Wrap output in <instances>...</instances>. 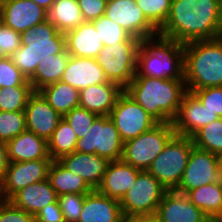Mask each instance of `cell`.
<instances>
[{"instance_id": "836d02e7", "label": "cell", "mask_w": 222, "mask_h": 222, "mask_svg": "<svg viewBox=\"0 0 222 222\" xmlns=\"http://www.w3.org/2000/svg\"><path fill=\"white\" fill-rule=\"evenodd\" d=\"M98 31L103 46H112L125 40H140L132 36L122 26L110 20L105 15L91 21Z\"/></svg>"}, {"instance_id": "7c38bea8", "label": "cell", "mask_w": 222, "mask_h": 222, "mask_svg": "<svg viewBox=\"0 0 222 222\" xmlns=\"http://www.w3.org/2000/svg\"><path fill=\"white\" fill-rule=\"evenodd\" d=\"M104 15L141 41L158 37V29L146 18L135 0H108Z\"/></svg>"}, {"instance_id": "3957f363", "label": "cell", "mask_w": 222, "mask_h": 222, "mask_svg": "<svg viewBox=\"0 0 222 222\" xmlns=\"http://www.w3.org/2000/svg\"><path fill=\"white\" fill-rule=\"evenodd\" d=\"M187 90L222 86V36L183 45Z\"/></svg>"}, {"instance_id": "5bb4252c", "label": "cell", "mask_w": 222, "mask_h": 222, "mask_svg": "<svg viewBox=\"0 0 222 222\" xmlns=\"http://www.w3.org/2000/svg\"><path fill=\"white\" fill-rule=\"evenodd\" d=\"M52 159H38L23 162H9L0 189L5 200H9L17 191L35 182L47 179Z\"/></svg>"}, {"instance_id": "52a82bcc", "label": "cell", "mask_w": 222, "mask_h": 222, "mask_svg": "<svg viewBox=\"0 0 222 222\" xmlns=\"http://www.w3.org/2000/svg\"><path fill=\"white\" fill-rule=\"evenodd\" d=\"M141 40H125L112 46H103L96 57L108 81L125 89L137 70V53Z\"/></svg>"}, {"instance_id": "cb8c5ba5", "label": "cell", "mask_w": 222, "mask_h": 222, "mask_svg": "<svg viewBox=\"0 0 222 222\" xmlns=\"http://www.w3.org/2000/svg\"><path fill=\"white\" fill-rule=\"evenodd\" d=\"M66 50L70 56L93 58L103 48L98 31L91 21H84L78 27L65 33Z\"/></svg>"}, {"instance_id": "4316f807", "label": "cell", "mask_w": 222, "mask_h": 222, "mask_svg": "<svg viewBox=\"0 0 222 222\" xmlns=\"http://www.w3.org/2000/svg\"><path fill=\"white\" fill-rule=\"evenodd\" d=\"M47 179L58 196L63 194H88L93 189L82 177L66 169L58 160H53Z\"/></svg>"}, {"instance_id": "b9f144b4", "label": "cell", "mask_w": 222, "mask_h": 222, "mask_svg": "<svg viewBox=\"0 0 222 222\" xmlns=\"http://www.w3.org/2000/svg\"><path fill=\"white\" fill-rule=\"evenodd\" d=\"M21 46V36L9 26L0 21V50L10 57Z\"/></svg>"}, {"instance_id": "d6a6232c", "label": "cell", "mask_w": 222, "mask_h": 222, "mask_svg": "<svg viewBox=\"0 0 222 222\" xmlns=\"http://www.w3.org/2000/svg\"><path fill=\"white\" fill-rule=\"evenodd\" d=\"M197 148L219 155L222 153V118L207 124L192 137Z\"/></svg>"}, {"instance_id": "f1b7e54d", "label": "cell", "mask_w": 222, "mask_h": 222, "mask_svg": "<svg viewBox=\"0 0 222 222\" xmlns=\"http://www.w3.org/2000/svg\"><path fill=\"white\" fill-rule=\"evenodd\" d=\"M38 92L62 117L79 106L80 91L62 81L45 86Z\"/></svg>"}, {"instance_id": "ba28073f", "label": "cell", "mask_w": 222, "mask_h": 222, "mask_svg": "<svg viewBox=\"0 0 222 222\" xmlns=\"http://www.w3.org/2000/svg\"><path fill=\"white\" fill-rule=\"evenodd\" d=\"M174 135L172 123H158L124 142L122 160L139 170H147Z\"/></svg>"}, {"instance_id": "4dcf8cb0", "label": "cell", "mask_w": 222, "mask_h": 222, "mask_svg": "<svg viewBox=\"0 0 222 222\" xmlns=\"http://www.w3.org/2000/svg\"><path fill=\"white\" fill-rule=\"evenodd\" d=\"M186 195L210 220L222 213V187L219 181L190 190Z\"/></svg>"}, {"instance_id": "603a6c76", "label": "cell", "mask_w": 222, "mask_h": 222, "mask_svg": "<svg viewBox=\"0 0 222 222\" xmlns=\"http://www.w3.org/2000/svg\"><path fill=\"white\" fill-rule=\"evenodd\" d=\"M123 92L120 85L111 81L89 86L80 91L79 106L98 116H109Z\"/></svg>"}, {"instance_id": "f6af8a7d", "label": "cell", "mask_w": 222, "mask_h": 222, "mask_svg": "<svg viewBox=\"0 0 222 222\" xmlns=\"http://www.w3.org/2000/svg\"><path fill=\"white\" fill-rule=\"evenodd\" d=\"M34 219L37 222H65L58 200L40 209Z\"/></svg>"}, {"instance_id": "30bf717a", "label": "cell", "mask_w": 222, "mask_h": 222, "mask_svg": "<svg viewBox=\"0 0 222 222\" xmlns=\"http://www.w3.org/2000/svg\"><path fill=\"white\" fill-rule=\"evenodd\" d=\"M124 142L109 116H97L85 137L77 140L76 152L97 154L110 161L121 160Z\"/></svg>"}, {"instance_id": "d4e9b609", "label": "cell", "mask_w": 222, "mask_h": 222, "mask_svg": "<svg viewBox=\"0 0 222 222\" xmlns=\"http://www.w3.org/2000/svg\"><path fill=\"white\" fill-rule=\"evenodd\" d=\"M6 146L9 162L51 159L47 141L27 130L8 141Z\"/></svg>"}, {"instance_id": "f546056e", "label": "cell", "mask_w": 222, "mask_h": 222, "mask_svg": "<svg viewBox=\"0 0 222 222\" xmlns=\"http://www.w3.org/2000/svg\"><path fill=\"white\" fill-rule=\"evenodd\" d=\"M46 15L47 20L62 33L84 22L77 0H55Z\"/></svg>"}, {"instance_id": "ffe728a7", "label": "cell", "mask_w": 222, "mask_h": 222, "mask_svg": "<svg viewBox=\"0 0 222 222\" xmlns=\"http://www.w3.org/2000/svg\"><path fill=\"white\" fill-rule=\"evenodd\" d=\"M66 169L79 175L94 190L103 179L109 161L97 154L74 151L58 160Z\"/></svg>"}, {"instance_id": "816d5d0a", "label": "cell", "mask_w": 222, "mask_h": 222, "mask_svg": "<svg viewBox=\"0 0 222 222\" xmlns=\"http://www.w3.org/2000/svg\"><path fill=\"white\" fill-rule=\"evenodd\" d=\"M4 201H5V198H4V196L2 195V191H1V189H0V206L4 203Z\"/></svg>"}, {"instance_id": "681fc988", "label": "cell", "mask_w": 222, "mask_h": 222, "mask_svg": "<svg viewBox=\"0 0 222 222\" xmlns=\"http://www.w3.org/2000/svg\"><path fill=\"white\" fill-rule=\"evenodd\" d=\"M210 222H222V213L220 215H217L213 217Z\"/></svg>"}, {"instance_id": "d590c367", "label": "cell", "mask_w": 222, "mask_h": 222, "mask_svg": "<svg viewBox=\"0 0 222 222\" xmlns=\"http://www.w3.org/2000/svg\"><path fill=\"white\" fill-rule=\"evenodd\" d=\"M26 131L24 111H0V142L7 143Z\"/></svg>"}, {"instance_id": "4fadbf2b", "label": "cell", "mask_w": 222, "mask_h": 222, "mask_svg": "<svg viewBox=\"0 0 222 222\" xmlns=\"http://www.w3.org/2000/svg\"><path fill=\"white\" fill-rule=\"evenodd\" d=\"M218 155L192 147L182 179L175 191L187 194L190 190L219 181Z\"/></svg>"}, {"instance_id": "db71d44e", "label": "cell", "mask_w": 222, "mask_h": 222, "mask_svg": "<svg viewBox=\"0 0 222 222\" xmlns=\"http://www.w3.org/2000/svg\"><path fill=\"white\" fill-rule=\"evenodd\" d=\"M1 57H5V55L1 52V50H0V58Z\"/></svg>"}, {"instance_id": "7402d4cb", "label": "cell", "mask_w": 222, "mask_h": 222, "mask_svg": "<svg viewBox=\"0 0 222 222\" xmlns=\"http://www.w3.org/2000/svg\"><path fill=\"white\" fill-rule=\"evenodd\" d=\"M119 201L100 193L97 189L85 195L81 215L77 222H123Z\"/></svg>"}, {"instance_id": "d6986e66", "label": "cell", "mask_w": 222, "mask_h": 222, "mask_svg": "<svg viewBox=\"0 0 222 222\" xmlns=\"http://www.w3.org/2000/svg\"><path fill=\"white\" fill-rule=\"evenodd\" d=\"M61 81L81 91L108 80L96 59L70 56Z\"/></svg>"}, {"instance_id": "7dc6e473", "label": "cell", "mask_w": 222, "mask_h": 222, "mask_svg": "<svg viewBox=\"0 0 222 222\" xmlns=\"http://www.w3.org/2000/svg\"><path fill=\"white\" fill-rule=\"evenodd\" d=\"M123 222H160V220L155 215H151L124 218Z\"/></svg>"}, {"instance_id": "ac0fdd59", "label": "cell", "mask_w": 222, "mask_h": 222, "mask_svg": "<svg viewBox=\"0 0 222 222\" xmlns=\"http://www.w3.org/2000/svg\"><path fill=\"white\" fill-rule=\"evenodd\" d=\"M155 216L160 222H210L204 212L190 202L186 194L175 190L166 191Z\"/></svg>"}, {"instance_id": "1f68e13d", "label": "cell", "mask_w": 222, "mask_h": 222, "mask_svg": "<svg viewBox=\"0 0 222 222\" xmlns=\"http://www.w3.org/2000/svg\"><path fill=\"white\" fill-rule=\"evenodd\" d=\"M77 140L78 138L73 128L62 118L52 137L47 142L50 158L52 160H59L61 157L73 153Z\"/></svg>"}, {"instance_id": "ab89813d", "label": "cell", "mask_w": 222, "mask_h": 222, "mask_svg": "<svg viewBox=\"0 0 222 222\" xmlns=\"http://www.w3.org/2000/svg\"><path fill=\"white\" fill-rule=\"evenodd\" d=\"M86 194H63L58 196L60 209L65 222H77L84 204Z\"/></svg>"}, {"instance_id": "f35d334b", "label": "cell", "mask_w": 222, "mask_h": 222, "mask_svg": "<svg viewBox=\"0 0 222 222\" xmlns=\"http://www.w3.org/2000/svg\"><path fill=\"white\" fill-rule=\"evenodd\" d=\"M32 86L8 56L0 58V88Z\"/></svg>"}, {"instance_id": "f907efd6", "label": "cell", "mask_w": 222, "mask_h": 222, "mask_svg": "<svg viewBox=\"0 0 222 222\" xmlns=\"http://www.w3.org/2000/svg\"><path fill=\"white\" fill-rule=\"evenodd\" d=\"M218 160H219L220 172H222V153L218 155Z\"/></svg>"}, {"instance_id": "484cf974", "label": "cell", "mask_w": 222, "mask_h": 222, "mask_svg": "<svg viewBox=\"0 0 222 222\" xmlns=\"http://www.w3.org/2000/svg\"><path fill=\"white\" fill-rule=\"evenodd\" d=\"M58 200V195L51 187L48 179L35 182L17 191L9 201L16 207L35 216L47 204Z\"/></svg>"}, {"instance_id": "7a4b0ae2", "label": "cell", "mask_w": 222, "mask_h": 222, "mask_svg": "<svg viewBox=\"0 0 222 222\" xmlns=\"http://www.w3.org/2000/svg\"><path fill=\"white\" fill-rule=\"evenodd\" d=\"M124 91L158 123H172L187 89L184 80L134 77Z\"/></svg>"}, {"instance_id": "f5cc1de1", "label": "cell", "mask_w": 222, "mask_h": 222, "mask_svg": "<svg viewBox=\"0 0 222 222\" xmlns=\"http://www.w3.org/2000/svg\"><path fill=\"white\" fill-rule=\"evenodd\" d=\"M219 182H220L221 187H222V172H220V176H219Z\"/></svg>"}, {"instance_id": "83f0119b", "label": "cell", "mask_w": 222, "mask_h": 222, "mask_svg": "<svg viewBox=\"0 0 222 222\" xmlns=\"http://www.w3.org/2000/svg\"><path fill=\"white\" fill-rule=\"evenodd\" d=\"M70 55L65 50L41 60L34 75L29 79L34 91L61 81Z\"/></svg>"}, {"instance_id": "ee69618b", "label": "cell", "mask_w": 222, "mask_h": 222, "mask_svg": "<svg viewBox=\"0 0 222 222\" xmlns=\"http://www.w3.org/2000/svg\"><path fill=\"white\" fill-rule=\"evenodd\" d=\"M108 0H77L84 21H93L105 14Z\"/></svg>"}, {"instance_id": "e575fe53", "label": "cell", "mask_w": 222, "mask_h": 222, "mask_svg": "<svg viewBox=\"0 0 222 222\" xmlns=\"http://www.w3.org/2000/svg\"><path fill=\"white\" fill-rule=\"evenodd\" d=\"M34 92L32 86L0 88V111H24L29 97Z\"/></svg>"}, {"instance_id": "2e32d148", "label": "cell", "mask_w": 222, "mask_h": 222, "mask_svg": "<svg viewBox=\"0 0 222 222\" xmlns=\"http://www.w3.org/2000/svg\"><path fill=\"white\" fill-rule=\"evenodd\" d=\"M47 11L33 0H2L0 19L16 32L22 33L47 20Z\"/></svg>"}, {"instance_id": "44dd1931", "label": "cell", "mask_w": 222, "mask_h": 222, "mask_svg": "<svg viewBox=\"0 0 222 222\" xmlns=\"http://www.w3.org/2000/svg\"><path fill=\"white\" fill-rule=\"evenodd\" d=\"M140 171L122 159L110 161L97 190L105 196L120 201L134 184Z\"/></svg>"}, {"instance_id": "7bdbcfd3", "label": "cell", "mask_w": 222, "mask_h": 222, "mask_svg": "<svg viewBox=\"0 0 222 222\" xmlns=\"http://www.w3.org/2000/svg\"><path fill=\"white\" fill-rule=\"evenodd\" d=\"M34 216L5 200L0 206V222H34Z\"/></svg>"}, {"instance_id": "c3c4849f", "label": "cell", "mask_w": 222, "mask_h": 222, "mask_svg": "<svg viewBox=\"0 0 222 222\" xmlns=\"http://www.w3.org/2000/svg\"><path fill=\"white\" fill-rule=\"evenodd\" d=\"M37 5L48 11L55 0H33Z\"/></svg>"}, {"instance_id": "6da1fadb", "label": "cell", "mask_w": 222, "mask_h": 222, "mask_svg": "<svg viewBox=\"0 0 222 222\" xmlns=\"http://www.w3.org/2000/svg\"><path fill=\"white\" fill-rule=\"evenodd\" d=\"M222 36V0H172L169 16L158 37L179 42Z\"/></svg>"}, {"instance_id": "5b68a950", "label": "cell", "mask_w": 222, "mask_h": 222, "mask_svg": "<svg viewBox=\"0 0 222 222\" xmlns=\"http://www.w3.org/2000/svg\"><path fill=\"white\" fill-rule=\"evenodd\" d=\"M134 77L184 80L183 44L160 37L142 41Z\"/></svg>"}, {"instance_id": "60d3db41", "label": "cell", "mask_w": 222, "mask_h": 222, "mask_svg": "<svg viewBox=\"0 0 222 222\" xmlns=\"http://www.w3.org/2000/svg\"><path fill=\"white\" fill-rule=\"evenodd\" d=\"M187 91L192 92L205 108L222 118V86Z\"/></svg>"}, {"instance_id": "bcb514c9", "label": "cell", "mask_w": 222, "mask_h": 222, "mask_svg": "<svg viewBox=\"0 0 222 222\" xmlns=\"http://www.w3.org/2000/svg\"><path fill=\"white\" fill-rule=\"evenodd\" d=\"M9 165L6 143L0 142V182L5 176L6 169Z\"/></svg>"}, {"instance_id": "8fae6325", "label": "cell", "mask_w": 222, "mask_h": 222, "mask_svg": "<svg viewBox=\"0 0 222 222\" xmlns=\"http://www.w3.org/2000/svg\"><path fill=\"white\" fill-rule=\"evenodd\" d=\"M123 142L150 130L158 122L125 91L118 97L109 114Z\"/></svg>"}, {"instance_id": "9c48e42d", "label": "cell", "mask_w": 222, "mask_h": 222, "mask_svg": "<svg viewBox=\"0 0 222 222\" xmlns=\"http://www.w3.org/2000/svg\"><path fill=\"white\" fill-rule=\"evenodd\" d=\"M167 189L147 170H141L134 184L119 201L124 218L155 215Z\"/></svg>"}, {"instance_id": "e0dca14e", "label": "cell", "mask_w": 222, "mask_h": 222, "mask_svg": "<svg viewBox=\"0 0 222 222\" xmlns=\"http://www.w3.org/2000/svg\"><path fill=\"white\" fill-rule=\"evenodd\" d=\"M24 113L26 130L44 138L47 142L63 118L36 91L29 97Z\"/></svg>"}, {"instance_id": "74e56055", "label": "cell", "mask_w": 222, "mask_h": 222, "mask_svg": "<svg viewBox=\"0 0 222 222\" xmlns=\"http://www.w3.org/2000/svg\"><path fill=\"white\" fill-rule=\"evenodd\" d=\"M97 116V114L90 112L81 106H77L64 115L63 118L69 126L73 128L77 138L80 139L85 137V134H88Z\"/></svg>"}, {"instance_id": "277c9868", "label": "cell", "mask_w": 222, "mask_h": 222, "mask_svg": "<svg viewBox=\"0 0 222 222\" xmlns=\"http://www.w3.org/2000/svg\"><path fill=\"white\" fill-rule=\"evenodd\" d=\"M21 46L10 56L14 65L29 80L41 60L66 50L65 33L45 20L20 33Z\"/></svg>"}, {"instance_id": "8d00e7d4", "label": "cell", "mask_w": 222, "mask_h": 222, "mask_svg": "<svg viewBox=\"0 0 222 222\" xmlns=\"http://www.w3.org/2000/svg\"><path fill=\"white\" fill-rule=\"evenodd\" d=\"M146 18L159 30L166 22L172 0H135Z\"/></svg>"}, {"instance_id": "9a60e30c", "label": "cell", "mask_w": 222, "mask_h": 222, "mask_svg": "<svg viewBox=\"0 0 222 222\" xmlns=\"http://www.w3.org/2000/svg\"><path fill=\"white\" fill-rule=\"evenodd\" d=\"M218 118L220 117L205 108L192 92L187 91L182 96L178 113L172 120V125L175 135L192 137L202 127Z\"/></svg>"}, {"instance_id": "8992f818", "label": "cell", "mask_w": 222, "mask_h": 222, "mask_svg": "<svg viewBox=\"0 0 222 222\" xmlns=\"http://www.w3.org/2000/svg\"><path fill=\"white\" fill-rule=\"evenodd\" d=\"M193 146L191 137L174 135L147 171L167 190H175L182 179Z\"/></svg>"}]
</instances>
